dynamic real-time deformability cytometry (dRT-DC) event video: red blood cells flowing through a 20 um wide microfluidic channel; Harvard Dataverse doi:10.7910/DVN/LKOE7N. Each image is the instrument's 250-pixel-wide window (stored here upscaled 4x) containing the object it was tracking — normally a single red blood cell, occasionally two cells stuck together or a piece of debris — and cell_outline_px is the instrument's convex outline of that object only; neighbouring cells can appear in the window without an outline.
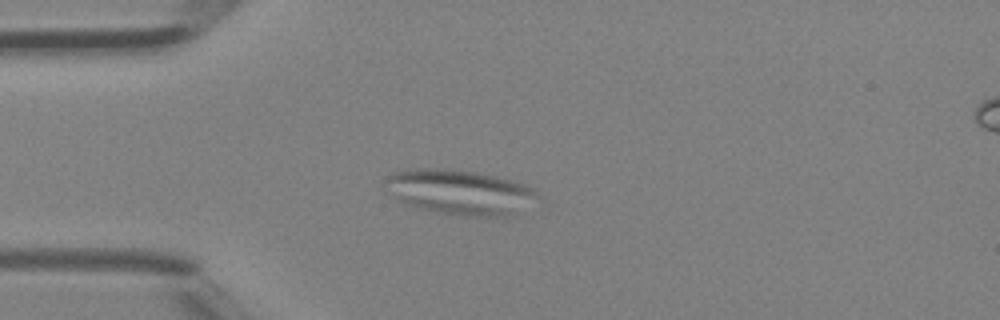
{"species": "Egyptian fruit bat (a non-hibernating species)", "species_latin": "Rousettus aegyptiacus", "temperature_condition": "room temperature", "stored_images_in_passage": 5, "camera_frame_rate_fps": 3000, "um_per_image_px": 0.085, "animal": {"sex": "female"}, "frame": {"image": 1, "passage_image": 4, "time_ms": 1.0, "image_size_px": [1000, 320], "cell_outline_px": [[544, 196], [516, 216], [460, 216], [436, 212], [420, 208], [396, 200], [384, 192], [388, 176], [392, 172], [408, 168], [440, 168], [476, 172], [496, 176], [512, 180], [524, 184], [532, 188]], "centroid_in_image_um": [39.12, 16.34], "position_along_channel_um": 45.9, "area_um2": 40.86}}